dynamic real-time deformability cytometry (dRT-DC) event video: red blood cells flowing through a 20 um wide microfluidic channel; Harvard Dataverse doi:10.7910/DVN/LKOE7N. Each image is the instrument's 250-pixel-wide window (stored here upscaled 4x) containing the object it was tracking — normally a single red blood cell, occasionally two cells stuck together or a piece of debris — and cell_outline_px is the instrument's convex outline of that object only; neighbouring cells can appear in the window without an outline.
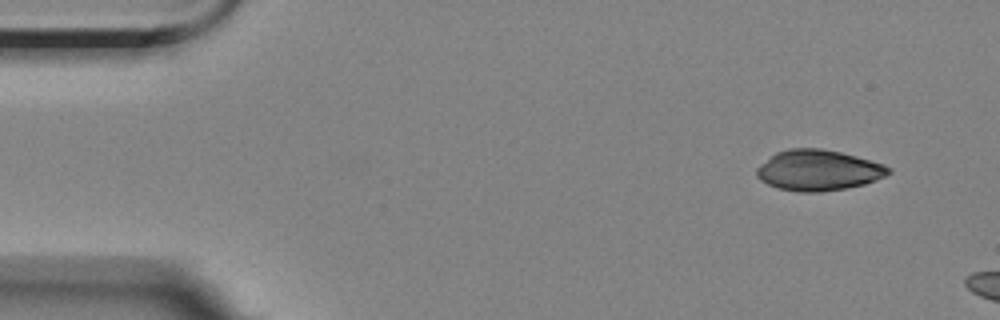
{"species": "Egyptian fruit bat (a non-hibernating species)", "species_latin": "Rousettus aegyptiacus", "temperature_condition": "room temperature", "stored_images_in_passage": 3, "camera_frame_rate_fps": 3000, "um_per_image_px": 0.085, "animal": {"sex": "female"}, "frame": {"image": 1, "passage_image": 1, "time_ms": 0.0, "image_size_px": [1000, 320], "cell_outline_px": [[892, 172], [876, 180], [864, 184], [844, 188], [820, 192], [800, 192], [776, 188], [760, 180], [756, 176], [756, 168], [760, 164], [776, 152], [788, 148], [820, 148], [840, 152], [856, 156], [884, 164], [892, 168]], "centroid_in_image_um": [69.54, 14.47], "position_along_channel_um": 15.5, "area_um2": 31.33}}